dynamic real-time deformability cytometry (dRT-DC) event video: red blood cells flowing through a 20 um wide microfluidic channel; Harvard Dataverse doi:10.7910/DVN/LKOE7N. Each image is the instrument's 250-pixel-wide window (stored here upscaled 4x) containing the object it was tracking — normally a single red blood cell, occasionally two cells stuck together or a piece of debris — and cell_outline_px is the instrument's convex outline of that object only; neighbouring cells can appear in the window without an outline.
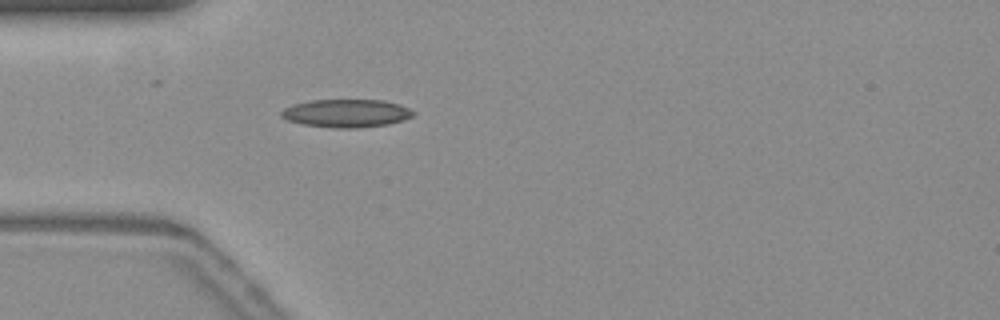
{"species": "common noctule bat (a hibernating species)", "species_latin": "Nyctalus noctula", "temperature_condition": "warm", "stored_images_in_passage": 41, "camera_frame_rate_fps": 3000, "um_per_image_px": 0.085, "animal": {"sex": "female", "body_mass_g": 19.3, "forearm_length_mm": 54.1}, "frame": {"image": 1, "passage_image": 1, "time_ms": 0.0, "image_size_px": [1000, 320], "cell_outline_px": [[416, 112], [412, 116], [404, 120], [388, 124], [356, 128], [340, 128], [304, 124], [288, 120], [280, 116], [280, 112], [284, 108], [292, 104], [312, 100], [384, 100], [400, 104]], "centroid_in_image_um": [29.45, 9.62], "position_along_channel_um": 55.5, "area_um2": 21.5}}
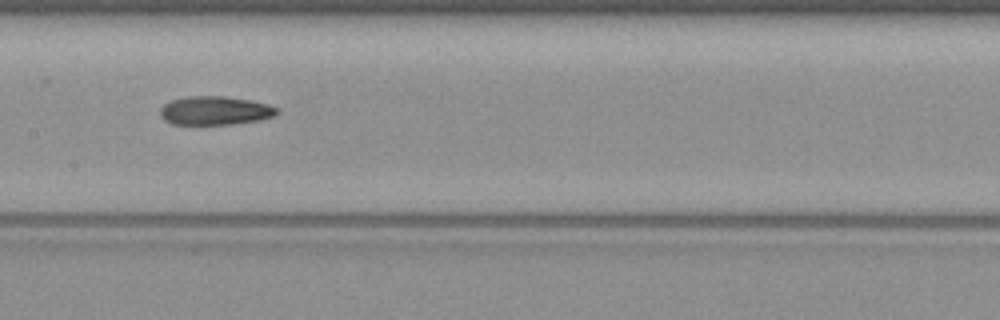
{"frame": {"image": 2, "passage_image": 12, "time_ms": 3.667, "image_size_px": [1000, 320], "cell_outline_px": [[280, 112], [276, 116], [260, 120], [232, 124], [172, 124], [164, 120], [160, 116], [160, 108], [164, 104], [172, 100], [184, 96], [228, 96], [268, 104], [276, 108]], "centroid_in_image_um": [18.28, 9.4], "position_along_channel_um": 189.1, "area_um2": 19.65}}
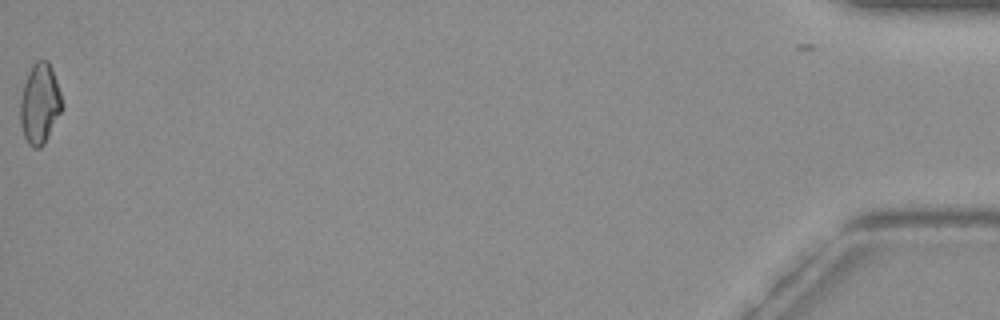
{"frame": {"image": 3, "passage_image": 40, "time_ms": 13.0, "image_size_px": [1000, 320], "cell_outline_px": [[64, 108], [44, 144], [40, 148], [32, 148], [28, 144], [24, 136], [20, 124], [20, 100], [24, 84], [28, 72], [32, 64], [36, 60], [48, 60], [52, 68], [64, 104]], "centroid_in_image_um": [3.39, 8.82], "position_along_channel_um": 431.8, "area_um2": 19.83}, "authors_computed_cell_mechanics": {"area_um2": 19.652, "velocity_mm_per_s": 3.7548, "shape_relaxation_time_tau1_ms": null, "shape_relaxation_time_tau2_ms": 3.243, "deformation_change_tau1": null, "deformation_change_tau2": 0.1162}}